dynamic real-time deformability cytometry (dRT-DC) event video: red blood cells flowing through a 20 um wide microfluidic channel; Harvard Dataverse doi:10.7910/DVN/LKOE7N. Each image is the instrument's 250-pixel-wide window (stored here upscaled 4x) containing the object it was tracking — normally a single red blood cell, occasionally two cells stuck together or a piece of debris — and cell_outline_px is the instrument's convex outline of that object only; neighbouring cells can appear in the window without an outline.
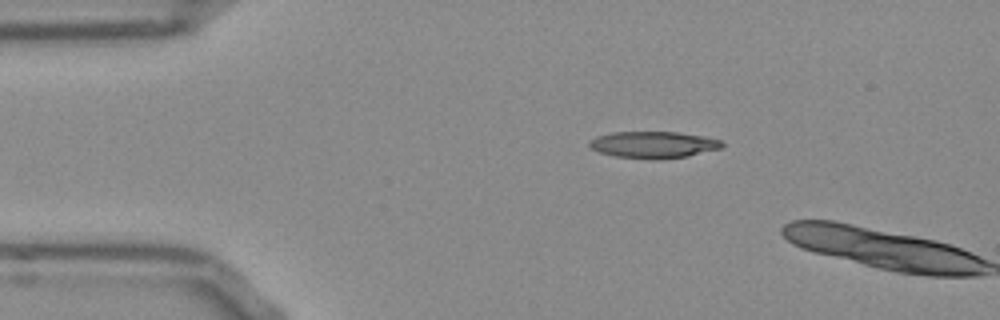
{"species": "Egyptian fruit bat (a non-hibernating species)", "species_latin": "Rousettus aegyptiacus", "temperature_condition": "room temperature", "stored_images_in_passage": 3, "camera_frame_rate_fps": 3000, "um_per_image_px": 0.085, "frame": {"image": 1, "passage_image": 1, "time_ms": 0.0, "image_size_px": [1000, 320], "cell_outline_px": [[724, 144], [720, 148], [688, 156], [656, 160], [652, 160], [616, 156], [600, 152], [592, 148], [588, 144], [596, 136], [612, 132], [676, 132], [700, 136], [720, 140]], "centroid_in_image_um": [55.52, 12.31], "position_along_channel_um": 29.5, "area_um2": 20.4}}